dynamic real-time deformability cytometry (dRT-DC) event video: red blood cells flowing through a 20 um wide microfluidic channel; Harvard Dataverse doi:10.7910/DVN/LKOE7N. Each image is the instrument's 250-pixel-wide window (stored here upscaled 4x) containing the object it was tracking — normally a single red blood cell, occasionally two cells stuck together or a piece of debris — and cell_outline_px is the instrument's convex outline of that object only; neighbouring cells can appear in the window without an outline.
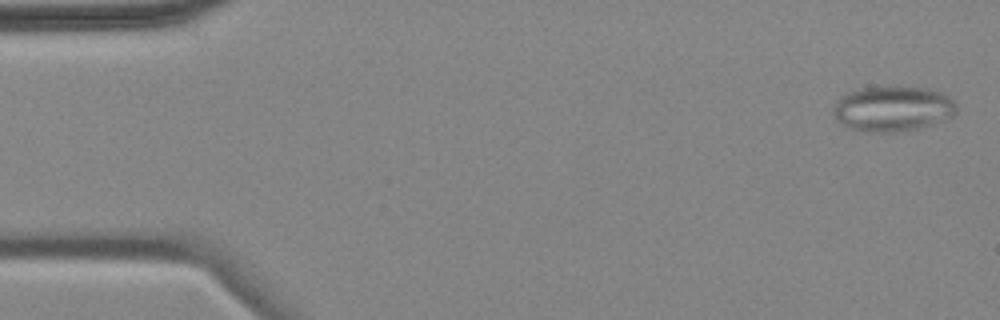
{"species": "common noctule bat (a hibernating species)", "species_latin": "Nyctalus noctula", "temperature_condition": "cold", "stored_images_in_passage": 4, "camera_frame_rate_fps": 3000, "um_per_image_px": 0.085, "animal": {"sex": "female", "body_mass_g": 18.4}, "frame": {"image": 1, "passage_image": 1, "time_ms": 0.0, "image_size_px": [1000, 320], "cell_outline_px": [[956, 112], [952, 116], [932, 124], [916, 128], [892, 132], [868, 132], [852, 128], [836, 120], [832, 112], [832, 108], [840, 96], [848, 92], [860, 88], [924, 88], [940, 92], [948, 96], [956, 104]], "centroid_in_image_um": [75.85, 9.25], "position_along_channel_um": 9.2, "area_um2": 31.91}}